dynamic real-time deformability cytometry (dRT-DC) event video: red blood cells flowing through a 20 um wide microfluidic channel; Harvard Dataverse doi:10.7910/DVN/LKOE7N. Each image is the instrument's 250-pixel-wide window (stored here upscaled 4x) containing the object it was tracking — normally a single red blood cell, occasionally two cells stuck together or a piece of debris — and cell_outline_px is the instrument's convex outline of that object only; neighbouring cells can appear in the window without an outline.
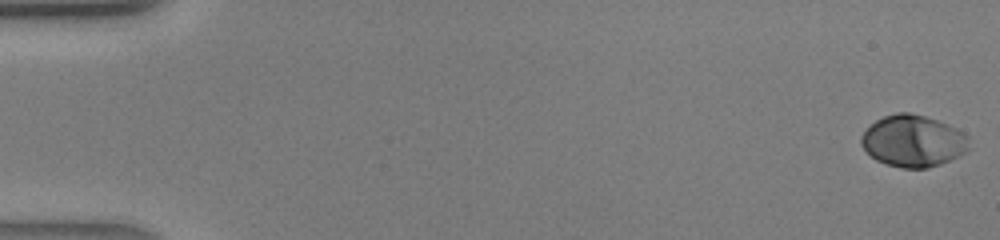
{"species": "human", "species_latin": "Homo sapiens", "temperature_condition": "warm", "stored_images_in_passage": 42, "camera_frame_rate_fps": 3000, "um_per_image_px": 0.085, "donor": {"sex": "male"}, "frame": {"image": 1, "passage_image": 1, "time_ms": 0.0, "image_size_px": [1000, 240], "cell_outline_px": [[968, 148], [964, 152], [940, 164], [928, 168], [900, 168], [876, 160], [860, 144], [860, 136], [876, 120], [884, 116], [896, 112], [908, 112], [924, 116], [948, 124], [956, 128], [968, 136]], "centroid_in_image_um": [77.59, 11.98], "position_along_channel_um": 7.4, "area_um2": 32.19}}
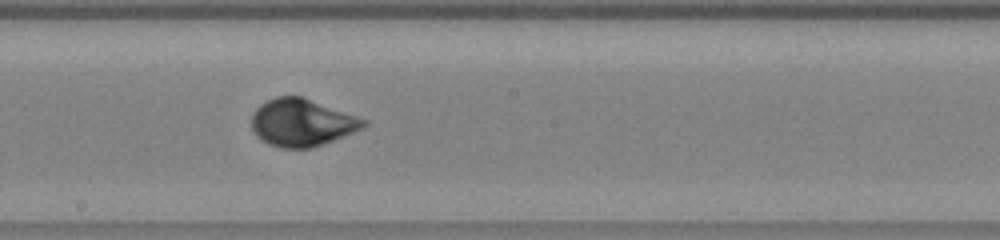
{"frame": {"image": 2, "passage_image": 24, "time_ms": 7.667, "image_size_px": [1000, 240], "cell_outline_px": [[368, 124], [352, 132], [332, 140], [308, 148], [280, 148], [268, 144], [252, 128], [252, 112], [260, 104], [276, 96], [300, 96], [368, 120]], "centroid_in_image_um": [25.63, 10.41], "position_along_channel_um": 222.6, "area_um2": 30.23}}
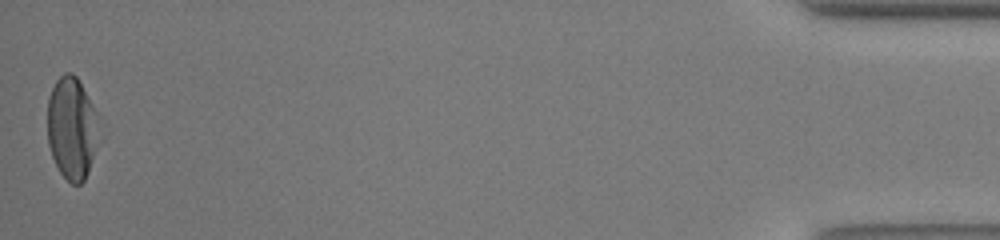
{"frame": {"image": 3, "passage_image": 42, "time_ms": 13.667, "image_size_px": [1000, 240], "cell_outline_px": [[96, 112], [92, 156], [88, 172], [84, 180], [80, 184], [72, 184], [60, 172], [52, 156], [48, 144], [48, 96], [56, 80], [64, 72], [72, 72], [76, 76], [92, 104]], "centroid_in_image_um": [6.03, 10.85], "position_along_channel_um": 429.2, "area_um2": 29.54}}